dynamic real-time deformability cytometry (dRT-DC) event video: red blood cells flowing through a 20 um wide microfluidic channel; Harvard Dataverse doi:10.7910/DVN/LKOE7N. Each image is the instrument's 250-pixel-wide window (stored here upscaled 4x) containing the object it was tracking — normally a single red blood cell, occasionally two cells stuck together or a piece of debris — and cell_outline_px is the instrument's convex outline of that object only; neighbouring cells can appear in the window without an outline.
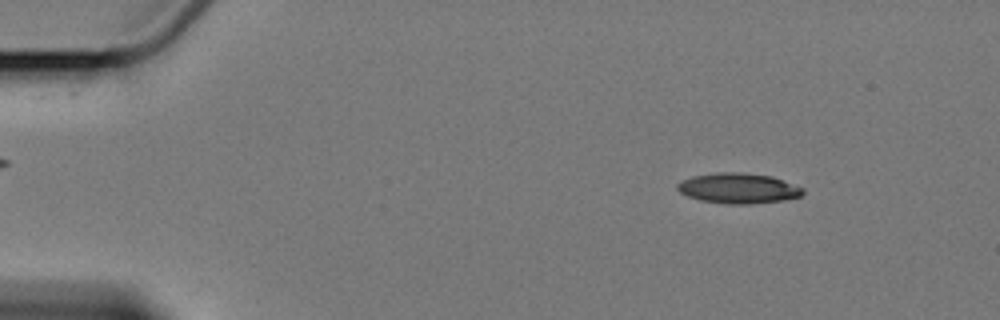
{"species": "Egyptian fruit bat (a non-hibernating species)", "species_latin": "Rousettus aegyptiacus", "temperature_condition": "cold", "stored_images_in_passage": 4, "camera_frame_rate_fps": 3000, "um_per_image_px": 0.085, "animal": {"sex": "female"}, "frame": {"image": 1, "passage_image": 2, "time_ms": 1.333, "image_size_px": [1000, 320], "cell_outline_px": [[804, 192], [800, 196], [784, 200], [748, 204], [732, 204], [700, 200], [688, 196], [680, 192], [676, 188], [676, 184], [692, 176], [716, 172], [744, 172], [772, 176], [804, 188]], "centroid_in_image_um": [62.76, 15.99], "position_along_channel_um": 22.2, "area_um2": 22.14}}